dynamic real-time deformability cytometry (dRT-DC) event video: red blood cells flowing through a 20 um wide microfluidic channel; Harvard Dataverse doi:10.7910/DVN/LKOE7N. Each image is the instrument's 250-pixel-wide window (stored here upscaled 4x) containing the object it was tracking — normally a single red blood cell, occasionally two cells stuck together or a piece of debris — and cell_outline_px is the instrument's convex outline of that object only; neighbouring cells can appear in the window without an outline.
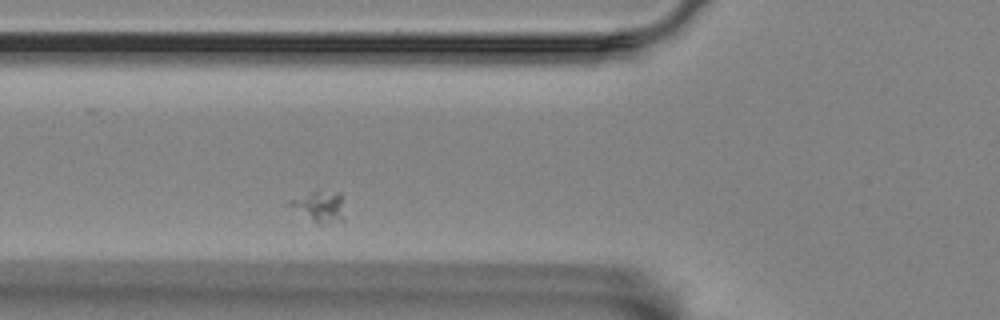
{"species": "Egyptian fruit bat (a non-hibernating species)", "species_latin": "Rousettus aegyptiacus", "temperature_condition": "room temperature", "stored_images_in_passage": 35, "camera_frame_rate_fps": 3000, "um_per_image_px": 0.085, "animal": {"sex": "female"}, "frame": {"image": 1, "passage_image": 6, "time_ms": 1.667, "image_size_px": [1000, 320], "cell_outline_px": [[344, 220], [324, 224], [316, 224], [284, 204], [288, 200], [316, 188], [340, 192]], "centroid_in_image_um": [27.08, 17.51], "position_along_channel_um": 98.7, "area_um2": 10.52}}
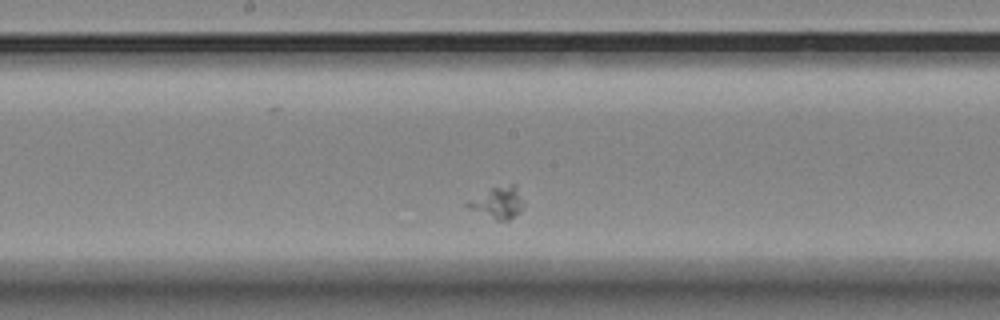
{"frame": {"image": 2, "passage_image": 16, "time_ms": 5.0, "image_size_px": [1000, 320], "cell_outline_px": [[524, 204], [520, 212], [508, 220], [496, 220], [468, 208], [464, 204], [468, 200], [492, 188], [512, 184], [516, 184]], "centroid_in_image_um": [42.32, 17.23], "position_along_channel_um": 205.9, "area_um2": 10.17}}
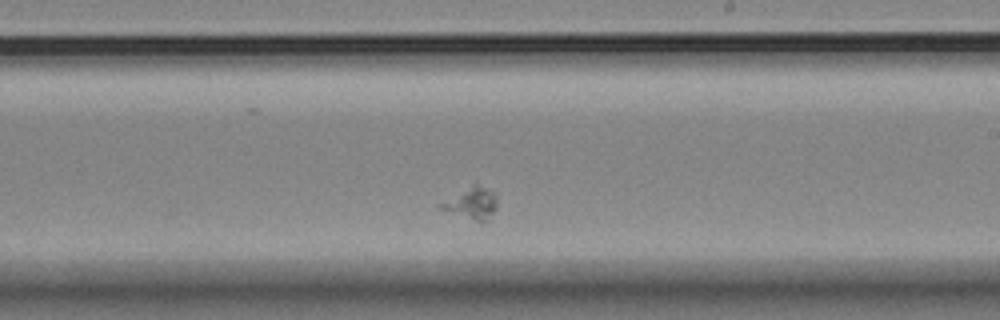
{"frame": {"image": 3, "passage_image": 20, "time_ms": 6.333, "image_size_px": [1000, 320], "cell_outline_px": [[496, 208], [488, 220], [476, 220], [440, 208], [436, 204], [476, 180], [496, 192]], "centroid_in_image_um": [40.1, 17.16], "position_along_channel_um": 248.9, "area_um2": 10.69}}